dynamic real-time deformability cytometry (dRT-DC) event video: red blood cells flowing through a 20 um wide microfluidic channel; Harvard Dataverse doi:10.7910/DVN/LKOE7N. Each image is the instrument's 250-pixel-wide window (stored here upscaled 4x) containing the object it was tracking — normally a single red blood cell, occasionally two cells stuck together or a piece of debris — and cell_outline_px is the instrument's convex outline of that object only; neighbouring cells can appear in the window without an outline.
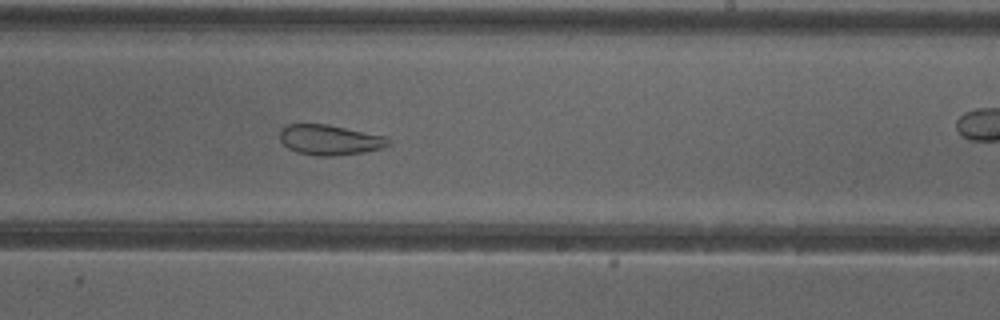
{"species": "common noctule bat (a hibernating species)", "species_latin": "Nyctalus noctula", "temperature_condition": "cold", "stored_images_in_passage": 37, "camera_frame_rate_fps": 3000, "um_per_image_px": 0.085, "animal": {"sex": "female"}, "frame": {"image": 1, "passage_image": 16, "time_ms": 5.0, "image_size_px": [1000, 320], "cell_outline_px": [[392, 144], [380, 148], [360, 152], [332, 156], [316, 156], [296, 152], [288, 148], [280, 140], [280, 128], [288, 124], [328, 124], [384, 136], [392, 140]], "centroid_in_image_um": [28.0, 11.88], "position_along_channel_um": 261.0, "area_um2": 19.07}, "authors_computed_cell_mechanics": {"area_um2": 22.1952, "velocity_mm_per_s": 3.9639, "shape_relaxation_time_tau1_ms": null, "shape_relaxation_time_tau2_ms": 2.591, "deformation_change_tau1": null, "deformation_change_tau2": 0.1008}}